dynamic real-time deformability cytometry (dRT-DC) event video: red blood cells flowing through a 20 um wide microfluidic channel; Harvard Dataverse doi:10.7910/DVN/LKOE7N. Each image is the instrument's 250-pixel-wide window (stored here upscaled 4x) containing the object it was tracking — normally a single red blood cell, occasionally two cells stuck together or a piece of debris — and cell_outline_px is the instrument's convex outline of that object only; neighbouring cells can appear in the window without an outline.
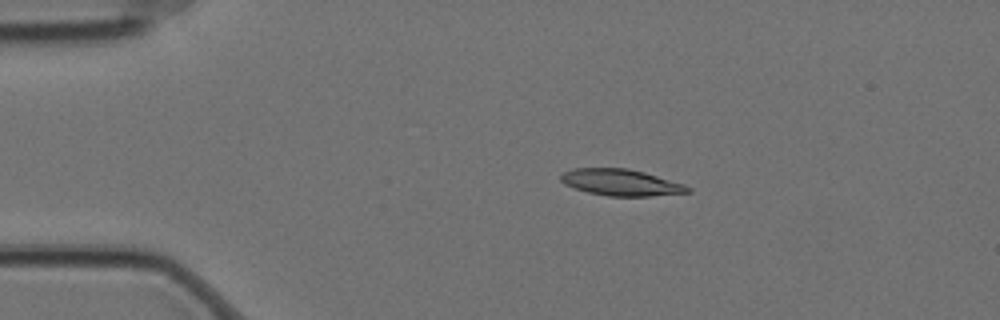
{"species": "Egyptian fruit bat (a non-hibernating species)", "species_latin": "Rousettus aegyptiacus", "temperature_condition": "cold", "stored_images_in_passage": 3, "camera_frame_rate_fps": 3000, "um_per_image_px": 0.085, "animal": {"sex": "female"}, "frame": {"image": 1, "passage_image": 2, "time_ms": 0.333, "image_size_px": [1000, 320], "cell_outline_px": [[692, 192], [648, 196], [608, 196], [588, 192], [564, 184], [560, 180], [560, 176], [564, 172], [576, 168], [628, 168], [644, 172], [684, 184], [692, 188]], "centroid_in_image_um": [52.8, 15.51], "position_along_channel_um": 32.2, "area_um2": 19.48}}